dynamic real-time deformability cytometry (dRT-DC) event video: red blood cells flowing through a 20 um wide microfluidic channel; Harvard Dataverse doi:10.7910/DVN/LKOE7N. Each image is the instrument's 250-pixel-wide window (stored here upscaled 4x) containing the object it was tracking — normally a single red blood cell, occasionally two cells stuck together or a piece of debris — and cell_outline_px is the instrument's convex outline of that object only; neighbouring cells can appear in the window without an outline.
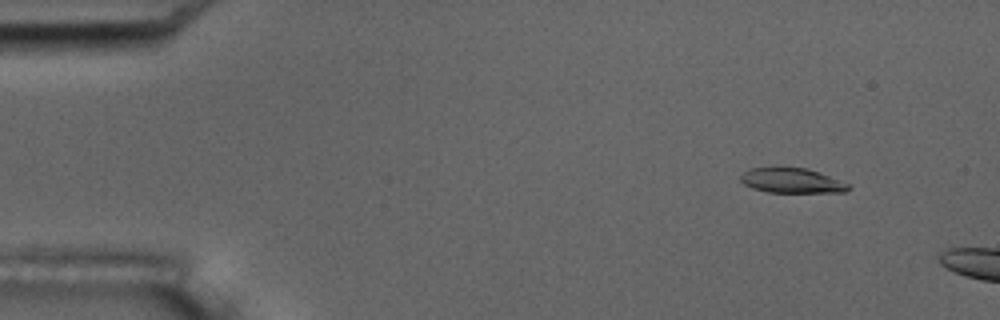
{"species": "common noctule bat (a hibernating species)", "species_latin": "Nyctalus noctula", "temperature_condition": "room temperature", "stored_images_in_passage": 10, "camera_frame_rate_fps": 3000, "um_per_image_px": 0.085, "animal": {"sex": "male", "body_mass_g": 17.5, "forearm_length_mm": 52.3}, "frame": {"image": 1, "passage_image": 1, "time_ms": 0.0, "image_size_px": [1000, 320], "cell_outline_px": [[852, 188], [844, 192], [768, 192], [752, 188], [744, 184], [740, 180], [740, 176], [744, 172], [752, 168], [804, 168], [852, 184]], "centroid_in_image_um": [67.32, 15.37], "position_along_channel_um": 17.7, "area_um2": 15.37}}